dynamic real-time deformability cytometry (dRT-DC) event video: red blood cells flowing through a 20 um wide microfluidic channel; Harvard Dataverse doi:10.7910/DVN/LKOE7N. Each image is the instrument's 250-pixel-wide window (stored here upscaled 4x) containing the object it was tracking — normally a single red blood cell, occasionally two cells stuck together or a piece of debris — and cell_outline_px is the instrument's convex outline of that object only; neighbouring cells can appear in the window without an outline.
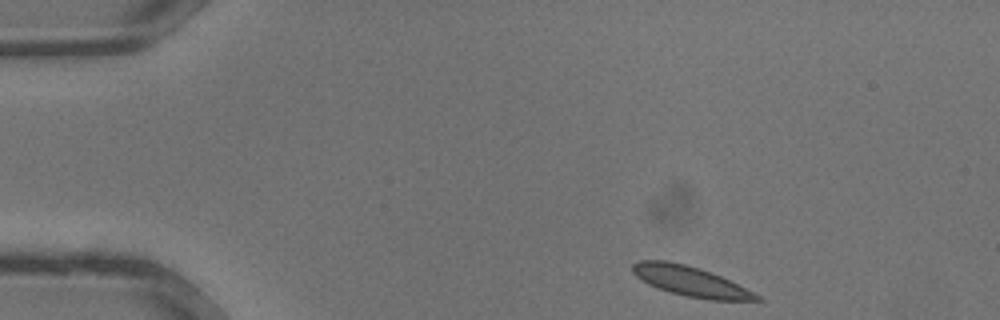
{"species": "common noctule bat (a hibernating species)", "species_latin": "Nyctalus noctula", "temperature_condition": "warm", "stored_images_in_passage": 31, "camera_frame_rate_fps": 3000, "um_per_image_px": 0.085, "animal": {"sex": "male", "body_mass_g": 13.3}, "frame": {"image": 1, "passage_image": 1, "time_ms": 0.0, "image_size_px": [1000, 320], "cell_outline_px": [[764, 300], [708, 300], [684, 296], [648, 284], [636, 276], [632, 272], [632, 264], [640, 260], [664, 260], [684, 264], [720, 276], [760, 296]], "centroid_in_image_um": [58.64, 23.91], "position_along_channel_um": 26.4, "area_um2": 21.1}}
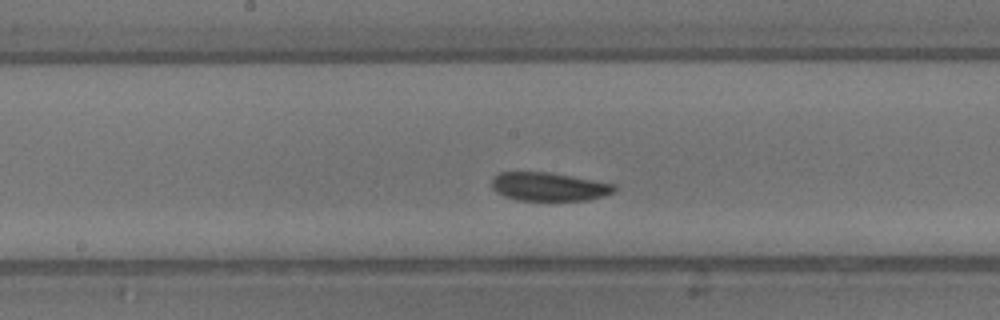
{"frame": {"image": 2, "passage_image": 14, "time_ms": 4.333, "image_size_px": [1000, 320], "cell_outline_px": [[616, 192], [604, 196], [588, 200], [516, 200], [504, 196], [496, 192], [492, 188], [492, 176], [500, 172], [548, 172], [616, 184]], "centroid_in_image_um": [46.66, 15.87], "position_along_channel_um": 201.5, "area_um2": 20.46}}
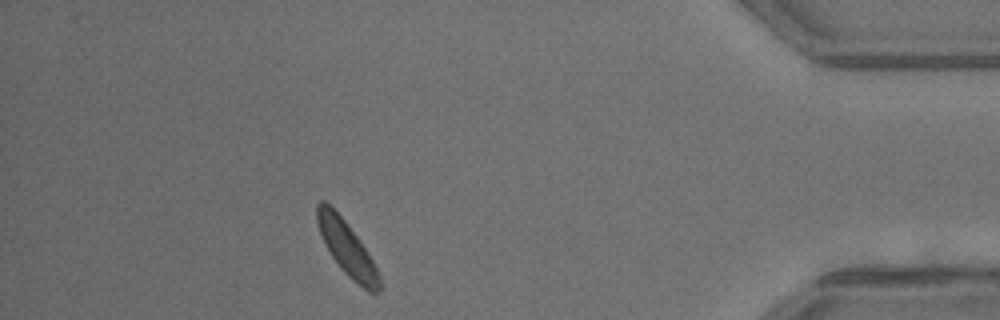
{"frame": {"image": 3, "passage_image": 27, "time_ms": 8.667, "image_size_px": [1000, 320], "cell_outline_px": [[380, 288], [376, 292], [368, 292], [352, 280], [344, 272], [332, 256], [324, 244], [316, 220], [316, 204], [320, 200], [324, 200], [348, 224], [372, 260], [380, 276]], "centroid_in_image_um": [29.46, 21.1], "position_along_channel_um": 405.7, "area_um2": 19.19}}